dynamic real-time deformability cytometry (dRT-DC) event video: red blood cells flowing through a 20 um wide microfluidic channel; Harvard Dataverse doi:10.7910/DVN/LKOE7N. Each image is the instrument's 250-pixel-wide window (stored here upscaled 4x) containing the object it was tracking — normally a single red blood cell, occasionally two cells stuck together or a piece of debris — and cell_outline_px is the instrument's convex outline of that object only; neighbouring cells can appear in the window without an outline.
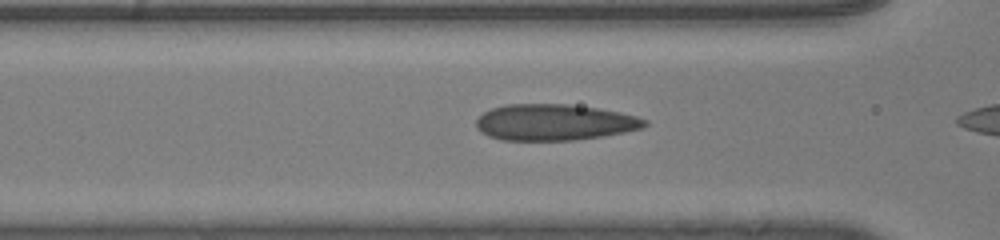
{"species": "human", "species_latin": "Homo sapiens", "temperature_condition": "room temperature", "stored_images_in_passage": 7, "camera_frame_rate_fps": 3000, "um_per_image_px": 0.085, "donor": {"sex": "male"}, "frame": {"image": 1, "passage_image": 5, "time_ms": 1.333, "image_size_px": [1000, 240], "cell_outline_px": [[648, 124], [644, 128], [604, 136], [576, 140], [500, 140], [488, 136], [476, 128], [476, 120], [484, 112], [492, 108], [504, 104], [568, 104], [596, 108], [620, 112], [636, 116], [648, 120]], "centroid_in_image_um": [47.13, 10.4], "position_along_channel_um": 119.5, "area_um2": 35.72}}